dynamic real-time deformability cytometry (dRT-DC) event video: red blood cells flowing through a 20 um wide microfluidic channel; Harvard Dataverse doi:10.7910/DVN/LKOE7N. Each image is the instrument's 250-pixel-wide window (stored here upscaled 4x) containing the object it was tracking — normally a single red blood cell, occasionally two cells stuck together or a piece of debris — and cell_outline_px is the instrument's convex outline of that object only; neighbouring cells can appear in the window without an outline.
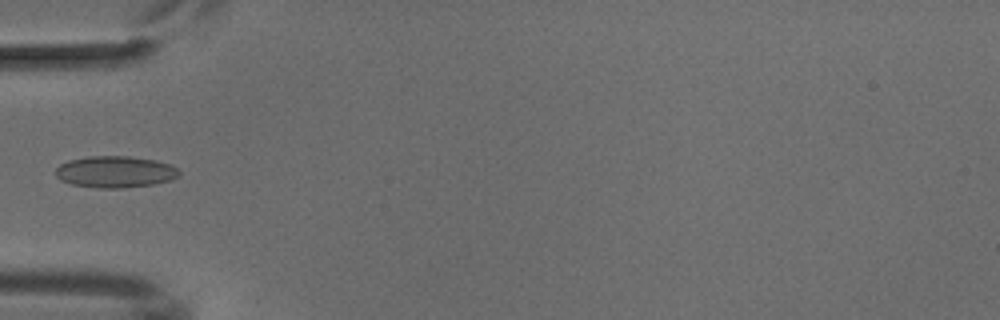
{"species": "common noctule bat (a hibernating species)", "species_latin": "Nyctalus noctula", "temperature_condition": "cold", "stored_images_in_passage": 6, "camera_frame_rate_fps": 3000, "um_per_image_px": 0.085, "animal": {"sex": "male", "body_mass_g": 18.8}, "frame": {"image": 1, "passage_image": 5, "time_ms": 4.667, "image_size_px": [1000, 320], "cell_outline_px": [[180, 176], [172, 180], [152, 184], [120, 188], [96, 188], [72, 184], [60, 180], [56, 176], [56, 168], [60, 164], [68, 160], [88, 156], [128, 156], [156, 160], [172, 164], [180, 172]], "centroid_in_image_um": [9.8, 14.6], "position_along_channel_um": 75.2, "area_um2": 22.89}}
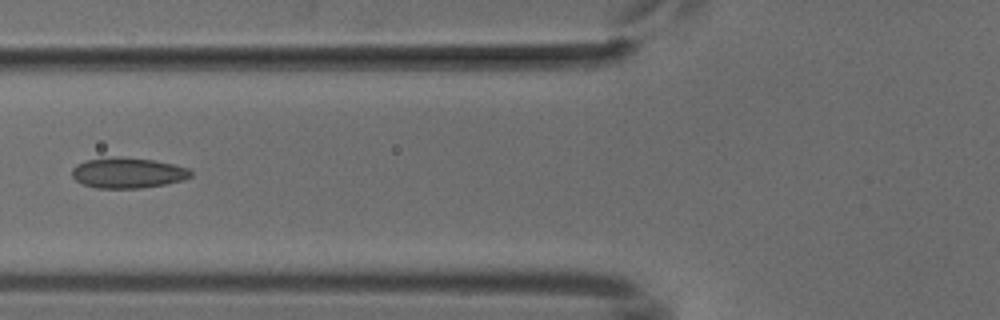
{"frame": {"image": 2, "passage_image": 6, "time_ms": 5.667, "image_size_px": [1000, 320], "cell_outline_px": [[192, 176], [184, 180], [168, 184], [140, 188], [96, 188], [84, 184], [76, 180], [72, 176], [72, 168], [76, 164], [84, 160], [112, 156], [124, 156], [152, 160], [172, 164], [188, 168], [192, 172]], "centroid_in_image_um": [10.85, 14.68], "position_along_channel_um": 114.9, "area_um2": 21.39}}